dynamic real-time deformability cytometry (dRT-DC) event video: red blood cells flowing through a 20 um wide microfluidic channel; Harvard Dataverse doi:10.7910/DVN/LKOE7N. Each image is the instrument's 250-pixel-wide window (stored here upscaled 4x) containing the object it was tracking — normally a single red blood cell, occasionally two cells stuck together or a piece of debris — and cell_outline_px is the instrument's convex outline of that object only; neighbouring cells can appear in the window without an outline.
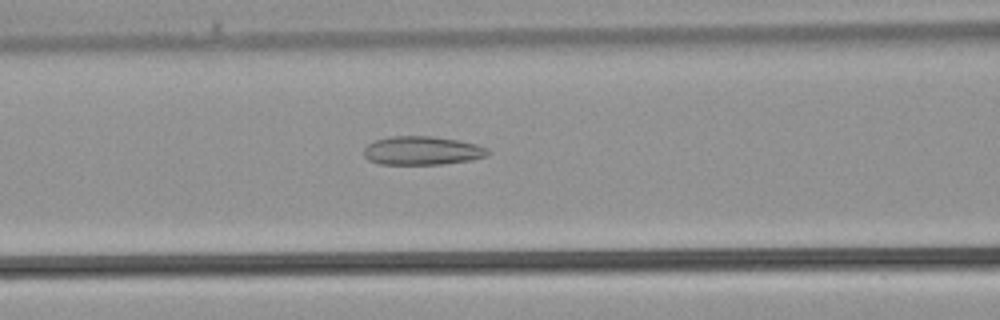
{"species": "common noctule bat (a hibernating species)", "species_latin": "Nyctalus noctula", "temperature_condition": "warm", "stored_images_in_passage": 37, "camera_frame_rate_fps": 3000, "um_per_image_px": 0.085, "animal": {"sex": "male", "body_mass_g": 21.5, "forearm_length_mm": 52.0}, "frame": {"image": 1, "passage_image": 15, "time_ms": 4.667, "image_size_px": [1000, 320], "cell_outline_px": [[492, 152], [488, 156], [472, 160], [444, 164], [380, 164], [368, 160], [364, 156], [364, 148], [368, 144], [376, 140], [392, 136], [432, 136], [460, 140], [476, 144], [488, 148]], "centroid_in_image_um": [35.93, 12.8], "position_along_channel_um": 130.7, "area_um2": 20.92}}
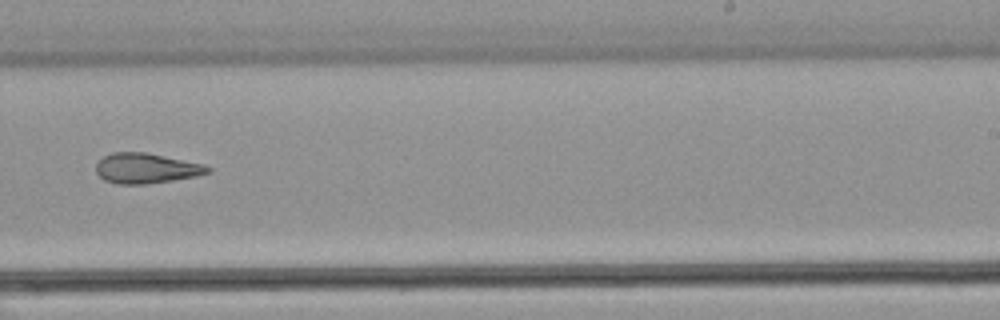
{"frame": {"image": 2, "passage_image": 23, "time_ms": 7.333, "image_size_px": [1000, 320], "cell_outline_px": [[212, 172], [196, 176], [172, 180], [144, 184], [116, 184], [104, 180], [96, 172], [96, 164], [104, 156], [112, 152], [144, 152], [204, 164], [212, 168]], "centroid_in_image_um": [12.43, 14.3], "position_along_channel_um": 276.6, "area_um2": 19.59}}
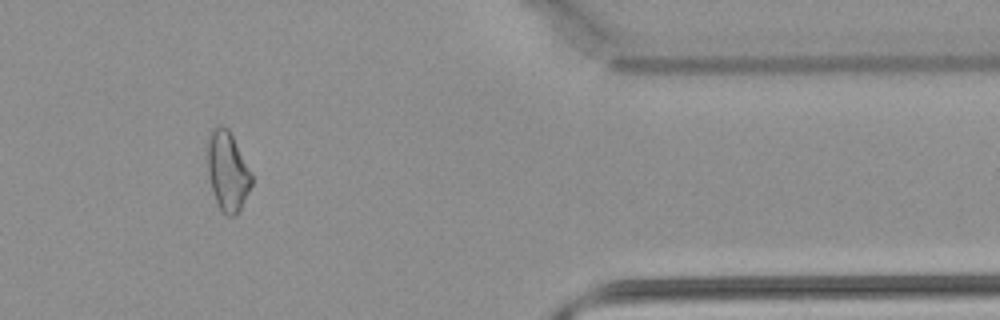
{"frame": {"image": 3, "passage_image": 31, "time_ms": 10.0, "image_size_px": [1000, 320], "cell_outline_px": [[252, 184], [236, 216], [228, 216], [220, 208], [216, 200], [212, 188], [208, 172], [204, 148], [208, 132], [212, 128], [220, 124], [228, 128], [252, 176]], "centroid_in_image_um": [19.27, 14.47], "position_along_channel_um": 392.1, "area_um2": 20.46}}